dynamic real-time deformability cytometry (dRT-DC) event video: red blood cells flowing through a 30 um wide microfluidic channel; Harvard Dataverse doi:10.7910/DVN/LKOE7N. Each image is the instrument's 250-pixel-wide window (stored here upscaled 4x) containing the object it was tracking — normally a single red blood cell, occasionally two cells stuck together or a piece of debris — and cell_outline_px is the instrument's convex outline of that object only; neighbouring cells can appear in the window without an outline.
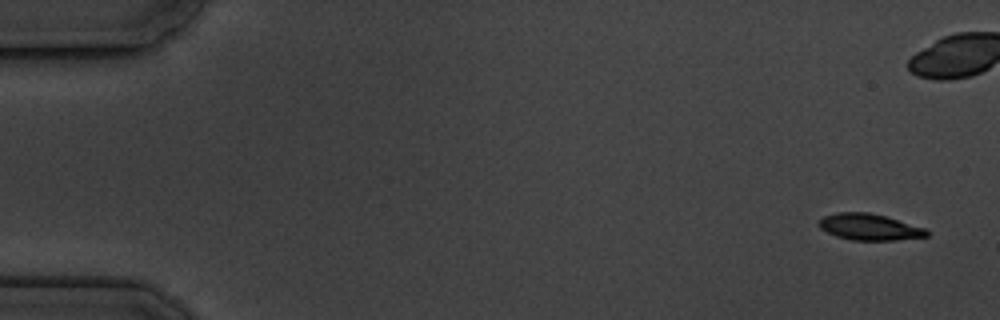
{"species": "common noctule bat (a hibernating species)", "species_latin": "Nyctalus noctula", "temperature_condition": "cold", "stored_images_in_passage": 8, "camera_frame_rate_fps": 3000, "um_per_image_px": 0.085, "animal": {"sex": "male", "body_mass_g": 19.5, "forearm_length_mm": 54.6}, "frame": {"image": 1, "passage_image": 1, "time_ms": 0.0, "image_size_px": [1000, 320], "cell_outline_px": [[928, 236], [896, 240], [852, 240], [836, 236], [820, 228], [816, 224], [824, 216], [836, 212], [868, 212], [888, 216], [928, 228]], "centroid_in_image_um": [73.94, 19.28], "position_along_channel_um": 11.1, "area_um2": 16.82}}